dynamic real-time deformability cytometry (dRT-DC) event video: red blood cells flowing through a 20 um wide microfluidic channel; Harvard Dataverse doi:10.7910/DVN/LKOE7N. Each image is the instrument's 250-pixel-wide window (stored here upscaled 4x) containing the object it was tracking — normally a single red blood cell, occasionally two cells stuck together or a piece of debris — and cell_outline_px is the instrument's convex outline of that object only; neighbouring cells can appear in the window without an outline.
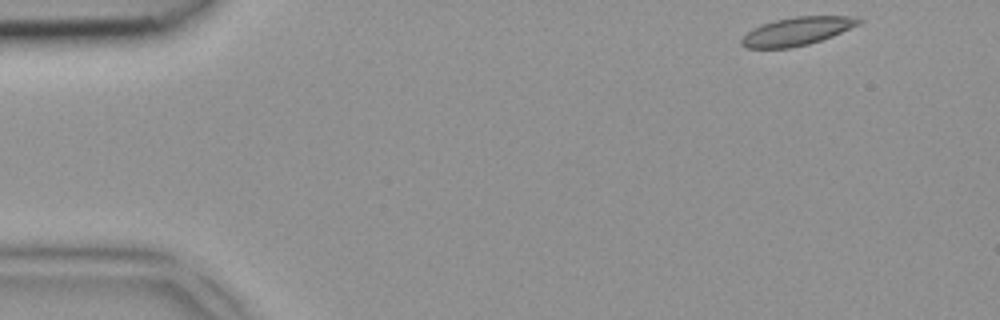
{"species": "common noctule bat (a hibernating species)", "species_latin": "Nyctalus noctula", "temperature_condition": "room temperature", "stored_images_in_passage": 3, "camera_frame_rate_fps": 3000, "um_per_image_px": 0.085, "animal": {"sex": "female", "body_mass_g": 18.4}, "frame": {"image": 1, "passage_image": 1, "time_ms": 0.0, "image_size_px": [1000, 320], "cell_outline_px": [[864, 20], [860, 24], [832, 36], [808, 44], [788, 48], [744, 48], [740, 44], [740, 40], [752, 28], [776, 20], [796, 16], [856, 16]], "centroid_in_image_um": [67.76, 2.65], "position_along_channel_um": 17.2, "area_um2": 19.19}}
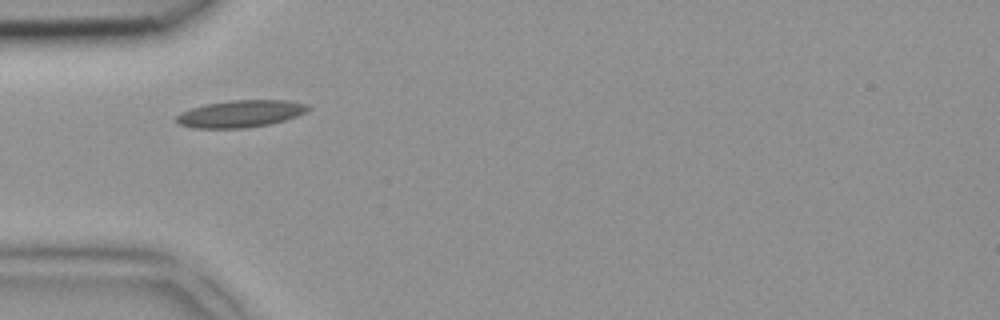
{"frame": {"image": 2, "passage_image": 3, "time_ms": 0.667, "image_size_px": [1000, 320], "cell_outline_px": [[308, 108], [304, 112], [296, 116], [272, 124], [244, 128], [192, 128], [180, 124], [176, 120], [176, 116], [180, 112], [192, 108], [208, 104], [232, 100], [288, 100], [308, 104]], "centroid_in_image_um": [20.44, 9.67], "position_along_channel_um": 64.6, "area_um2": 20.63}}